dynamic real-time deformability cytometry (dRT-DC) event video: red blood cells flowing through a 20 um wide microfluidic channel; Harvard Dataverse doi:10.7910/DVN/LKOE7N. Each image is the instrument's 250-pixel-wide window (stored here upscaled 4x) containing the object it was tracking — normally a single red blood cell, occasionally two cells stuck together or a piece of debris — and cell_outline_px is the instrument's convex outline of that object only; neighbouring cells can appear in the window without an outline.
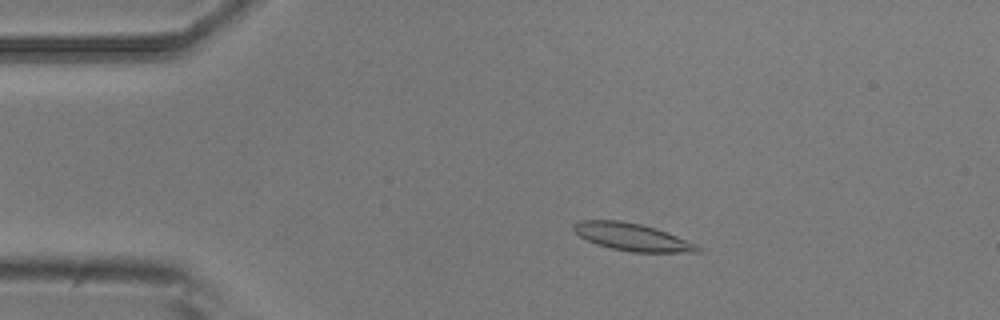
{"species": "common noctule bat (a hibernating species)", "species_latin": "Nyctalus noctula", "temperature_condition": "room temperature", "stored_images_in_passage": 5, "camera_frame_rate_fps": 3000, "um_per_image_px": 0.085, "animal": {"sex": "male", "body_mass_g": 20.5, "forearm_length_mm": 52.5}, "frame": {"image": 1, "passage_image": 3, "time_ms": 0.667, "image_size_px": [1000, 320], "cell_outline_px": [[704, 248], [700, 252], [632, 252], [612, 248], [596, 244], [580, 236], [572, 228], [580, 220], [620, 220], [640, 224], [656, 228], [668, 232], [696, 244]], "centroid_in_image_um": [53.78, 20.15], "position_along_channel_um": 31.2, "area_um2": 19.71}}
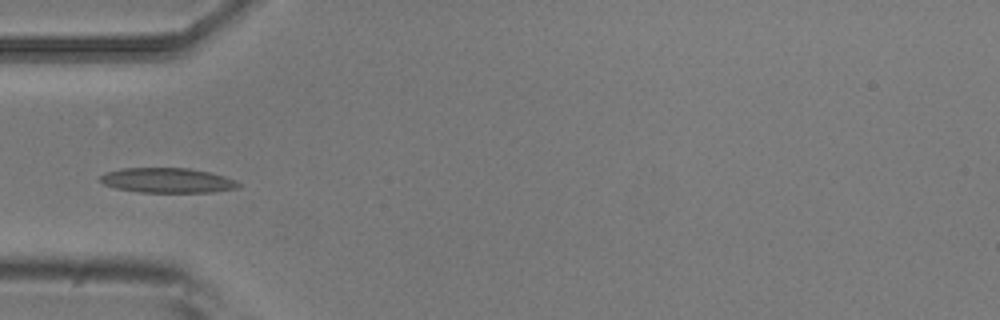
{"frame": {"image": 2, "passage_image": 5, "time_ms": 1.333, "image_size_px": [1000, 320], "cell_outline_px": [[240, 184], [236, 188], [212, 192], [140, 192], [116, 188], [104, 184], [100, 180], [100, 176], [104, 172], [124, 168], [188, 168], [208, 172], [224, 176]], "centroid_in_image_um": [14.17, 15.33], "position_along_channel_um": 70.8, "area_um2": 19.77}}